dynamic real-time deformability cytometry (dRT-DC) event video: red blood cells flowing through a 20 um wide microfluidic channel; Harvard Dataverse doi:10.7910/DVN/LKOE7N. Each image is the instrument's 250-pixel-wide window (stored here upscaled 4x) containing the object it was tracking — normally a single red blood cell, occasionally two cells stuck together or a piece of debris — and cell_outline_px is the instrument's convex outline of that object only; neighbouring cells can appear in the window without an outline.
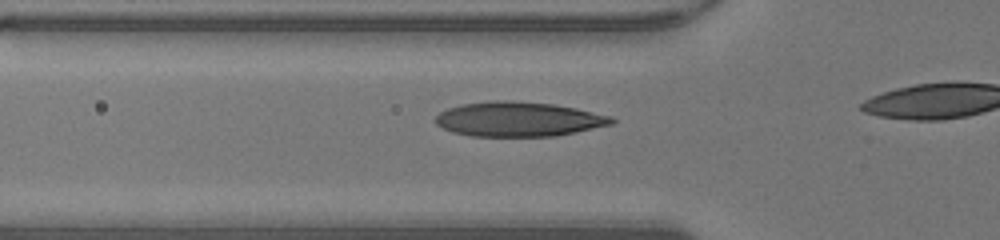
{"species": "human", "species_latin": "Homo sapiens", "temperature_condition": "warm", "stored_images_in_passage": 11, "camera_frame_rate_fps": 3000, "um_per_image_px": 0.085, "donor": {"sex": "male"}, "frame": {"image": 1, "passage_image": 7, "time_ms": 2.0, "image_size_px": [1000, 240], "cell_outline_px": [[616, 120], [612, 124], [552, 136], [476, 136], [456, 132], [444, 128], [436, 124], [436, 116], [440, 112], [448, 108], [464, 104], [552, 104], [572, 108], [608, 116]], "centroid_in_image_um": [44.07, 10.19], "position_along_channel_um": 81.7, "area_um2": 33.18}}
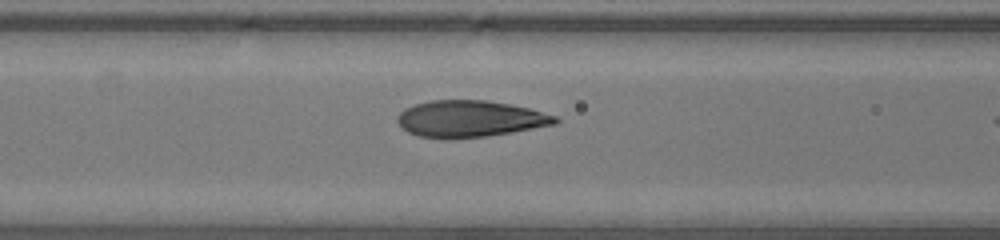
{"frame": {"image": 2, "passage_image": 10, "time_ms": 3.0, "image_size_px": [1000, 240], "cell_outline_px": [[560, 120], [556, 124], [484, 136], [420, 136], [408, 132], [400, 124], [400, 112], [416, 104], [436, 100], [484, 100], [508, 104], [528, 108], [556, 116]], "centroid_in_image_um": [40.01, 10.06], "position_along_channel_um": 126.6, "area_um2": 32.08}}